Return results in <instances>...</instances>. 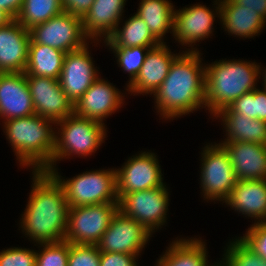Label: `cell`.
<instances>
[{"mask_svg":"<svg viewBox=\"0 0 266 266\" xmlns=\"http://www.w3.org/2000/svg\"><path fill=\"white\" fill-rule=\"evenodd\" d=\"M33 186L21 218L24 234L36 243L64 241L69 204L64 189L46 171H33Z\"/></svg>","mask_w":266,"mask_h":266,"instance_id":"obj_1","label":"cell"},{"mask_svg":"<svg viewBox=\"0 0 266 266\" xmlns=\"http://www.w3.org/2000/svg\"><path fill=\"white\" fill-rule=\"evenodd\" d=\"M199 51H185L173 60L168 75L155 91L157 112L172 119L205 105V65Z\"/></svg>","mask_w":266,"mask_h":266,"instance_id":"obj_2","label":"cell"},{"mask_svg":"<svg viewBox=\"0 0 266 266\" xmlns=\"http://www.w3.org/2000/svg\"><path fill=\"white\" fill-rule=\"evenodd\" d=\"M54 123L36 114L4 122V133L20 165L45 171L52 164L56 132L50 124Z\"/></svg>","mask_w":266,"mask_h":266,"instance_id":"obj_3","label":"cell"},{"mask_svg":"<svg viewBox=\"0 0 266 266\" xmlns=\"http://www.w3.org/2000/svg\"><path fill=\"white\" fill-rule=\"evenodd\" d=\"M261 67L243 60H219L205 65V106L211 115L256 89Z\"/></svg>","mask_w":266,"mask_h":266,"instance_id":"obj_4","label":"cell"},{"mask_svg":"<svg viewBox=\"0 0 266 266\" xmlns=\"http://www.w3.org/2000/svg\"><path fill=\"white\" fill-rule=\"evenodd\" d=\"M55 124L60 126V129L58 128L55 135L52 164L45 170L49 173L55 168L57 160L68 158L73 154L87 157L95 153L106 137L104 124L75 114Z\"/></svg>","mask_w":266,"mask_h":266,"instance_id":"obj_5","label":"cell"},{"mask_svg":"<svg viewBox=\"0 0 266 266\" xmlns=\"http://www.w3.org/2000/svg\"><path fill=\"white\" fill-rule=\"evenodd\" d=\"M62 185L69 207L119 203L116 168L86 171L69 179H61L57 169L50 172Z\"/></svg>","mask_w":266,"mask_h":266,"instance_id":"obj_6","label":"cell"},{"mask_svg":"<svg viewBox=\"0 0 266 266\" xmlns=\"http://www.w3.org/2000/svg\"><path fill=\"white\" fill-rule=\"evenodd\" d=\"M118 209L119 203L70 207L64 240L97 245Z\"/></svg>","mask_w":266,"mask_h":266,"instance_id":"obj_7","label":"cell"},{"mask_svg":"<svg viewBox=\"0 0 266 266\" xmlns=\"http://www.w3.org/2000/svg\"><path fill=\"white\" fill-rule=\"evenodd\" d=\"M203 149L200 176L203 196L224 202L238 181L229 154L219 144H209Z\"/></svg>","mask_w":266,"mask_h":266,"instance_id":"obj_8","label":"cell"},{"mask_svg":"<svg viewBox=\"0 0 266 266\" xmlns=\"http://www.w3.org/2000/svg\"><path fill=\"white\" fill-rule=\"evenodd\" d=\"M29 31L30 43L44 44L65 53L82 48L90 40L83 31L82 18L64 11Z\"/></svg>","mask_w":266,"mask_h":266,"instance_id":"obj_9","label":"cell"},{"mask_svg":"<svg viewBox=\"0 0 266 266\" xmlns=\"http://www.w3.org/2000/svg\"><path fill=\"white\" fill-rule=\"evenodd\" d=\"M165 186L131 192L119 199V210L142 224L151 234L166 223L169 193Z\"/></svg>","mask_w":266,"mask_h":266,"instance_id":"obj_10","label":"cell"},{"mask_svg":"<svg viewBox=\"0 0 266 266\" xmlns=\"http://www.w3.org/2000/svg\"><path fill=\"white\" fill-rule=\"evenodd\" d=\"M151 235L142 224L118 209L97 246L100 252L138 256Z\"/></svg>","mask_w":266,"mask_h":266,"instance_id":"obj_11","label":"cell"},{"mask_svg":"<svg viewBox=\"0 0 266 266\" xmlns=\"http://www.w3.org/2000/svg\"><path fill=\"white\" fill-rule=\"evenodd\" d=\"M161 166L154 153L142 152L131 157L120 169H116L117 197L165 186Z\"/></svg>","mask_w":266,"mask_h":266,"instance_id":"obj_12","label":"cell"},{"mask_svg":"<svg viewBox=\"0 0 266 266\" xmlns=\"http://www.w3.org/2000/svg\"><path fill=\"white\" fill-rule=\"evenodd\" d=\"M25 75L36 115L57 123L74 114V104L63 92L59 80Z\"/></svg>","mask_w":266,"mask_h":266,"instance_id":"obj_13","label":"cell"},{"mask_svg":"<svg viewBox=\"0 0 266 266\" xmlns=\"http://www.w3.org/2000/svg\"><path fill=\"white\" fill-rule=\"evenodd\" d=\"M217 7L210 10L206 5L195 4L183 9L174 10L173 36L182 46L189 45L187 51H198L192 44L205 40L212 34L215 17L221 18L220 0L214 1ZM215 14H214V13ZM217 15V16H214Z\"/></svg>","mask_w":266,"mask_h":266,"instance_id":"obj_14","label":"cell"},{"mask_svg":"<svg viewBox=\"0 0 266 266\" xmlns=\"http://www.w3.org/2000/svg\"><path fill=\"white\" fill-rule=\"evenodd\" d=\"M86 44L65 54L59 82L63 92L75 104L99 78Z\"/></svg>","mask_w":266,"mask_h":266,"instance_id":"obj_15","label":"cell"},{"mask_svg":"<svg viewBox=\"0 0 266 266\" xmlns=\"http://www.w3.org/2000/svg\"><path fill=\"white\" fill-rule=\"evenodd\" d=\"M120 94L111 83L98 78L74 104V114L104 124L103 120L122 106L124 96Z\"/></svg>","mask_w":266,"mask_h":266,"instance_id":"obj_16","label":"cell"},{"mask_svg":"<svg viewBox=\"0 0 266 266\" xmlns=\"http://www.w3.org/2000/svg\"><path fill=\"white\" fill-rule=\"evenodd\" d=\"M35 114L25 72L0 73V116L4 121Z\"/></svg>","mask_w":266,"mask_h":266,"instance_id":"obj_17","label":"cell"},{"mask_svg":"<svg viewBox=\"0 0 266 266\" xmlns=\"http://www.w3.org/2000/svg\"><path fill=\"white\" fill-rule=\"evenodd\" d=\"M30 31L16 19L0 28V73L24 72L27 66Z\"/></svg>","mask_w":266,"mask_h":266,"instance_id":"obj_18","label":"cell"},{"mask_svg":"<svg viewBox=\"0 0 266 266\" xmlns=\"http://www.w3.org/2000/svg\"><path fill=\"white\" fill-rule=\"evenodd\" d=\"M165 42L151 48L136 79L127 85V91L134 95L154 94L168 75L173 60L177 57Z\"/></svg>","mask_w":266,"mask_h":266,"instance_id":"obj_19","label":"cell"},{"mask_svg":"<svg viewBox=\"0 0 266 266\" xmlns=\"http://www.w3.org/2000/svg\"><path fill=\"white\" fill-rule=\"evenodd\" d=\"M237 180L266 179V145L251 142H225Z\"/></svg>","mask_w":266,"mask_h":266,"instance_id":"obj_20","label":"cell"},{"mask_svg":"<svg viewBox=\"0 0 266 266\" xmlns=\"http://www.w3.org/2000/svg\"><path fill=\"white\" fill-rule=\"evenodd\" d=\"M223 203L255 223L266 222V179L238 180Z\"/></svg>","mask_w":266,"mask_h":266,"instance_id":"obj_21","label":"cell"},{"mask_svg":"<svg viewBox=\"0 0 266 266\" xmlns=\"http://www.w3.org/2000/svg\"><path fill=\"white\" fill-rule=\"evenodd\" d=\"M126 0H95L84 17L83 31L90 40H105L120 24Z\"/></svg>","mask_w":266,"mask_h":266,"instance_id":"obj_22","label":"cell"},{"mask_svg":"<svg viewBox=\"0 0 266 266\" xmlns=\"http://www.w3.org/2000/svg\"><path fill=\"white\" fill-rule=\"evenodd\" d=\"M223 28L237 37L250 38L256 36L265 27L266 21L257 11L234 4L231 0H220Z\"/></svg>","mask_w":266,"mask_h":266,"instance_id":"obj_23","label":"cell"},{"mask_svg":"<svg viewBox=\"0 0 266 266\" xmlns=\"http://www.w3.org/2000/svg\"><path fill=\"white\" fill-rule=\"evenodd\" d=\"M221 118L226 129L225 142H251L266 145V122L252 119L235 112H217L214 115Z\"/></svg>","mask_w":266,"mask_h":266,"instance_id":"obj_24","label":"cell"},{"mask_svg":"<svg viewBox=\"0 0 266 266\" xmlns=\"http://www.w3.org/2000/svg\"><path fill=\"white\" fill-rule=\"evenodd\" d=\"M157 262L156 266H210L207 263L206 244L198 238L172 241ZM211 266H219V263Z\"/></svg>","mask_w":266,"mask_h":266,"instance_id":"obj_25","label":"cell"},{"mask_svg":"<svg viewBox=\"0 0 266 266\" xmlns=\"http://www.w3.org/2000/svg\"><path fill=\"white\" fill-rule=\"evenodd\" d=\"M104 42L108 47L142 46L154 48L161 44L137 14L126 20L122 29L118 25Z\"/></svg>","mask_w":266,"mask_h":266,"instance_id":"obj_26","label":"cell"},{"mask_svg":"<svg viewBox=\"0 0 266 266\" xmlns=\"http://www.w3.org/2000/svg\"><path fill=\"white\" fill-rule=\"evenodd\" d=\"M65 52L37 43L29 44L25 74L59 80Z\"/></svg>","mask_w":266,"mask_h":266,"instance_id":"obj_27","label":"cell"},{"mask_svg":"<svg viewBox=\"0 0 266 266\" xmlns=\"http://www.w3.org/2000/svg\"><path fill=\"white\" fill-rule=\"evenodd\" d=\"M174 10V5L168 0H141L136 14L147 24L151 33L164 43L163 36L170 30L173 34Z\"/></svg>","mask_w":266,"mask_h":266,"instance_id":"obj_28","label":"cell"},{"mask_svg":"<svg viewBox=\"0 0 266 266\" xmlns=\"http://www.w3.org/2000/svg\"><path fill=\"white\" fill-rule=\"evenodd\" d=\"M62 12L61 0H23L22 8L15 19L29 30Z\"/></svg>","mask_w":266,"mask_h":266,"instance_id":"obj_29","label":"cell"},{"mask_svg":"<svg viewBox=\"0 0 266 266\" xmlns=\"http://www.w3.org/2000/svg\"><path fill=\"white\" fill-rule=\"evenodd\" d=\"M219 112H235L237 114L266 122V89H253L234 100L228 107Z\"/></svg>","mask_w":266,"mask_h":266,"instance_id":"obj_30","label":"cell"},{"mask_svg":"<svg viewBox=\"0 0 266 266\" xmlns=\"http://www.w3.org/2000/svg\"><path fill=\"white\" fill-rule=\"evenodd\" d=\"M236 240V241H235ZM230 242L219 266H266V260L251 250L241 239Z\"/></svg>","mask_w":266,"mask_h":266,"instance_id":"obj_31","label":"cell"},{"mask_svg":"<svg viewBox=\"0 0 266 266\" xmlns=\"http://www.w3.org/2000/svg\"><path fill=\"white\" fill-rule=\"evenodd\" d=\"M113 50L117 58V64L123 68L125 72L129 73L130 80L128 85H130L137 77L148 51L151 49L149 47H109Z\"/></svg>","mask_w":266,"mask_h":266,"instance_id":"obj_32","label":"cell"},{"mask_svg":"<svg viewBox=\"0 0 266 266\" xmlns=\"http://www.w3.org/2000/svg\"><path fill=\"white\" fill-rule=\"evenodd\" d=\"M42 251L36 252V266H68L69 242L39 243Z\"/></svg>","mask_w":266,"mask_h":266,"instance_id":"obj_33","label":"cell"},{"mask_svg":"<svg viewBox=\"0 0 266 266\" xmlns=\"http://www.w3.org/2000/svg\"><path fill=\"white\" fill-rule=\"evenodd\" d=\"M68 266H100L98 246L69 242Z\"/></svg>","mask_w":266,"mask_h":266,"instance_id":"obj_34","label":"cell"},{"mask_svg":"<svg viewBox=\"0 0 266 266\" xmlns=\"http://www.w3.org/2000/svg\"><path fill=\"white\" fill-rule=\"evenodd\" d=\"M0 266H36V251L26 248H8L0 252Z\"/></svg>","mask_w":266,"mask_h":266,"instance_id":"obj_35","label":"cell"},{"mask_svg":"<svg viewBox=\"0 0 266 266\" xmlns=\"http://www.w3.org/2000/svg\"><path fill=\"white\" fill-rule=\"evenodd\" d=\"M240 239L261 258L266 260V222L254 223Z\"/></svg>","mask_w":266,"mask_h":266,"instance_id":"obj_36","label":"cell"},{"mask_svg":"<svg viewBox=\"0 0 266 266\" xmlns=\"http://www.w3.org/2000/svg\"><path fill=\"white\" fill-rule=\"evenodd\" d=\"M137 255L100 252V266H138Z\"/></svg>","mask_w":266,"mask_h":266,"instance_id":"obj_37","label":"cell"},{"mask_svg":"<svg viewBox=\"0 0 266 266\" xmlns=\"http://www.w3.org/2000/svg\"><path fill=\"white\" fill-rule=\"evenodd\" d=\"M64 12L84 17L95 0H61Z\"/></svg>","mask_w":266,"mask_h":266,"instance_id":"obj_38","label":"cell"},{"mask_svg":"<svg viewBox=\"0 0 266 266\" xmlns=\"http://www.w3.org/2000/svg\"><path fill=\"white\" fill-rule=\"evenodd\" d=\"M236 5H241L246 9L257 11L266 21V0H231Z\"/></svg>","mask_w":266,"mask_h":266,"instance_id":"obj_39","label":"cell"},{"mask_svg":"<svg viewBox=\"0 0 266 266\" xmlns=\"http://www.w3.org/2000/svg\"><path fill=\"white\" fill-rule=\"evenodd\" d=\"M22 4L23 0H0V8L7 12L13 19L19 14Z\"/></svg>","mask_w":266,"mask_h":266,"instance_id":"obj_40","label":"cell"},{"mask_svg":"<svg viewBox=\"0 0 266 266\" xmlns=\"http://www.w3.org/2000/svg\"><path fill=\"white\" fill-rule=\"evenodd\" d=\"M12 20L13 18L7 12L0 8V28L6 26Z\"/></svg>","mask_w":266,"mask_h":266,"instance_id":"obj_41","label":"cell"},{"mask_svg":"<svg viewBox=\"0 0 266 266\" xmlns=\"http://www.w3.org/2000/svg\"><path fill=\"white\" fill-rule=\"evenodd\" d=\"M264 72H265V74H264V75L262 74V76H263V81H264V83H263V87L266 89V68H265Z\"/></svg>","mask_w":266,"mask_h":266,"instance_id":"obj_42","label":"cell"}]
</instances>
